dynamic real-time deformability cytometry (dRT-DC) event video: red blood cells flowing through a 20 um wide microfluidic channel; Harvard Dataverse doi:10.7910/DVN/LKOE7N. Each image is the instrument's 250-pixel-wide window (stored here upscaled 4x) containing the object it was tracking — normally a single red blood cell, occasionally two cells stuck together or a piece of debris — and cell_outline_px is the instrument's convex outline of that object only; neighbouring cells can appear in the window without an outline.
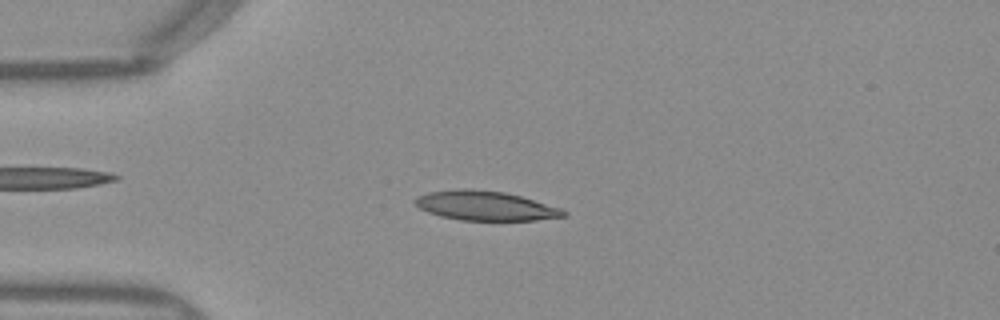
{"species": "Egyptian fruit bat (a non-hibernating species)", "species_latin": "Rousettus aegyptiacus", "temperature_condition": "warm", "stored_images_in_passage": 50, "camera_frame_rate_fps": 3000, "um_per_image_px": 0.085, "frame": {"image": 1, "passage_image": 12, "time_ms": 3.667, "image_size_px": [1000, 320], "cell_outline_px": [[568, 216], [536, 220], [460, 220], [440, 216], [428, 212], [420, 208], [412, 200], [416, 196], [428, 192], [460, 188], [472, 188], [504, 192], [520, 196], [560, 208], [568, 212]], "centroid_in_image_um": [41.23, 17.48], "position_along_channel_um": 43.8, "area_um2": 25.55}}
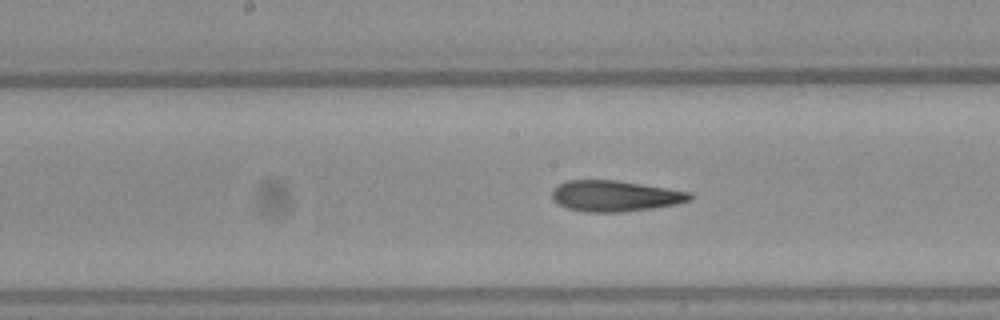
{"frame": {"image": 2, "passage_image": 25, "time_ms": 8.0, "image_size_px": [1000, 320], "cell_outline_px": [[692, 200], [676, 204], [652, 208], [620, 212], [584, 212], [568, 208], [552, 200], [552, 192], [560, 184], [568, 180], [616, 180], [668, 188], [692, 192]], "centroid_in_image_um": [52.31, 16.66], "position_along_channel_um": 195.9, "area_um2": 24.74}}
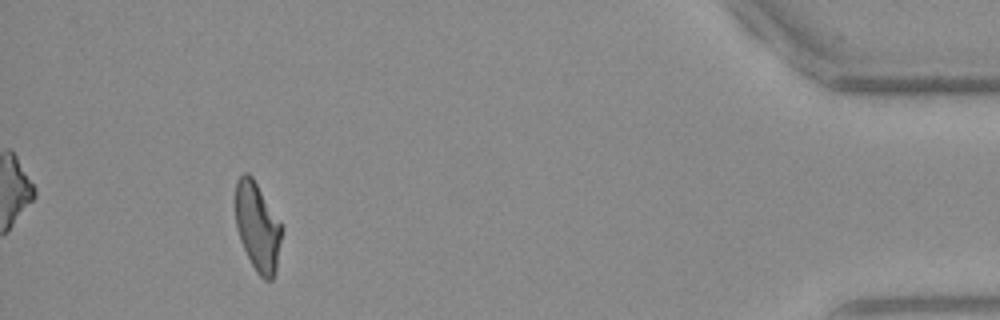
{"frame": {"image": 3, "passage_image": 46, "time_ms": 15.0, "image_size_px": [1000, 320], "cell_outline_px": [[284, 228], [276, 268], [272, 280], [264, 280], [256, 272], [240, 240], [236, 224], [236, 180], [244, 172], [248, 172], [252, 176], [280, 220]], "centroid_in_image_um": [21.92, 19.27], "position_along_channel_um": 413.3, "area_um2": 23.99}, "authors_computed_cell_mechanics": {"area_um2": 24.6517, "velocity_mm_per_s": 3.9975, "shape_relaxation_time_tau1_ms": null, "shape_relaxation_time_tau2_ms": 2.1476, "deformation_change_tau1": null, "deformation_change_tau2": 0.1046}}